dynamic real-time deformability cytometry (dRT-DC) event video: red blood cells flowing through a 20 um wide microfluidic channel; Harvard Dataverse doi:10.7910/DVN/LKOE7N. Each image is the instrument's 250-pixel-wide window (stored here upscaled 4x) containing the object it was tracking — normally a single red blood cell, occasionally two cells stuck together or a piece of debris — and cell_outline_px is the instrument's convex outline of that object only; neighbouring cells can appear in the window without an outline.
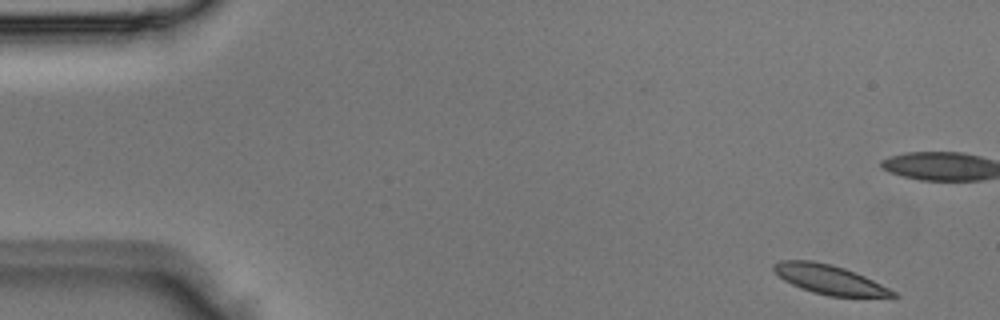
{"species": "Egyptian fruit bat (a non-hibernating species)", "species_latin": "Rousettus aegyptiacus", "temperature_condition": "room temperature", "stored_images_in_passage": 5, "camera_frame_rate_fps": 3000, "um_per_image_px": 0.085, "animal": {"sex": "male"}, "frame": {"image": 1, "passage_image": 1, "time_ms": 0.0, "image_size_px": [1000, 320], "cell_outline_px": [[900, 296], [828, 296], [812, 292], [800, 288], [784, 280], [772, 268], [772, 264], [780, 260], [812, 260], [832, 264], [856, 272], [896, 292]], "centroid_in_image_um": [70.45, 23.74], "position_along_channel_um": 14.5, "area_um2": 20.11}}
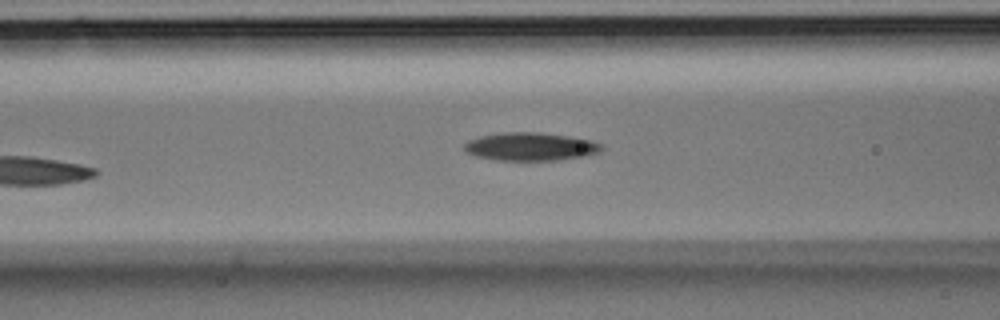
{"frame": {"image": 2, "passage_image": 5, "time_ms": 1.333, "image_size_px": [1000, 320], "cell_outline_px": [[604, 148], [600, 152], [580, 156], [556, 160], [496, 160], [476, 156], [468, 152], [464, 148], [464, 144], [468, 140], [480, 136], [500, 132], [536, 132], [568, 136], [592, 140], [604, 144]], "centroid_in_image_um": [45.1, 12.45], "position_along_channel_um": 121.5, "area_um2": 22.43}}